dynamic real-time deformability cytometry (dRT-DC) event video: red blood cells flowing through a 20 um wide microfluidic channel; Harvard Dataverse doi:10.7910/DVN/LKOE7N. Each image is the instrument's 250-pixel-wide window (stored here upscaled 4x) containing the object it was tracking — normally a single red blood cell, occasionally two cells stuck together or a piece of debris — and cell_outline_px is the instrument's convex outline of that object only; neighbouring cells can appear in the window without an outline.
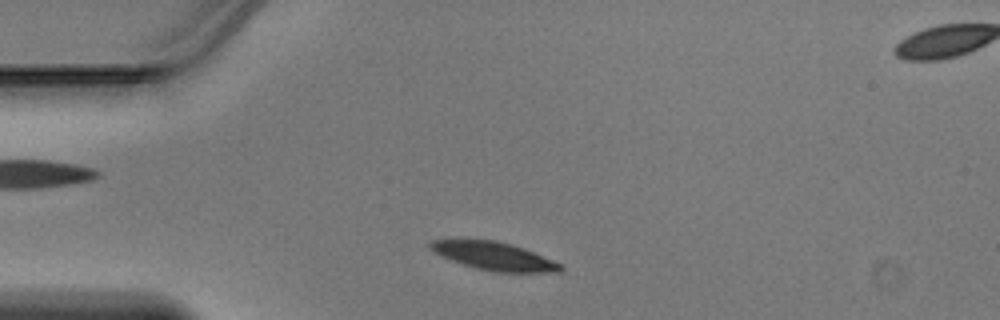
{"species": "Egyptian fruit bat (a non-hibernating species)", "species_latin": "Rousettus aegyptiacus", "temperature_condition": "warm", "stored_images_in_passage": 9, "camera_frame_rate_fps": 3000, "um_per_image_px": 0.085, "animal": {"sex": "male"}, "frame": {"image": 1, "passage_image": 3, "time_ms": 0.667, "image_size_px": [1000, 320], "cell_outline_px": [[564, 268], [560, 272], [496, 272], [476, 268], [452, 260], [428, 248], [428, 244], [432, 240], [496, 240], [512, 244], [524, 248], [552, 260], [560, 264]], "centroid_in_image_um": [42.02, 21.77], "position_along_channel_um": 43.0, "area_um2": 20.92}}
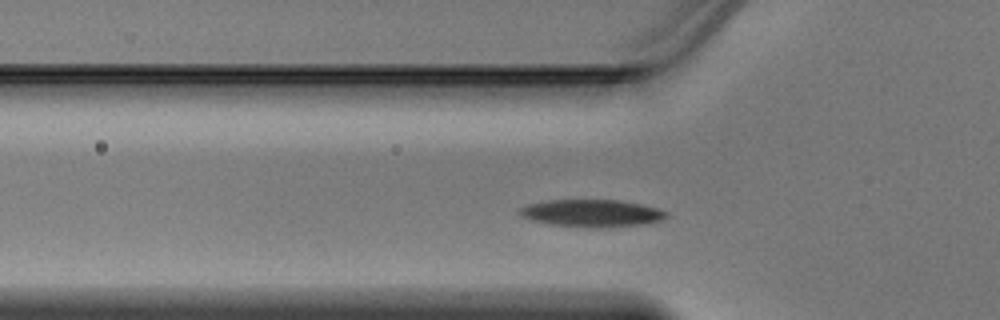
{"frame": {"image": 2, "passage_image": 7, "time_ms": 2.0, "image_size_px": [1000, 320], "cell_outline_px": [[668, 216], [660, 220], [640, 224], [600, 228], [552, 224], [532, 220], [520, 216], [516, 212], [516, 208], [528, 204], [548, 200], [620, 200], [644, 204], [668, 212]], "centroid_in_image_um": [50.25, 18.1], "position_along_channel_um": 75.5, "area_um2": 23.35}}